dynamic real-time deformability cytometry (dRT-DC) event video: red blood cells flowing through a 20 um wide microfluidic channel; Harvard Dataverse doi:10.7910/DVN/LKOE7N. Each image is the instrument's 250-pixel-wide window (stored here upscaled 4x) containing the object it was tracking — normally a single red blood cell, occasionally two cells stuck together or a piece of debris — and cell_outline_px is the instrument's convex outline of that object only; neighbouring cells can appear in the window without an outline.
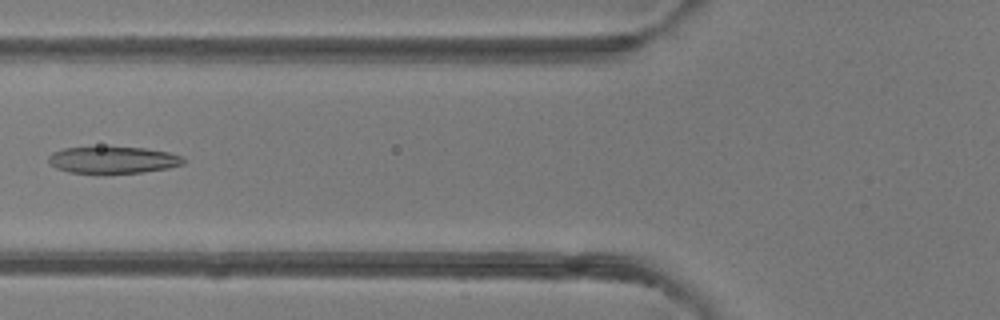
{"species": "common noctule bat (a hibernating species)", "species_latin": "Nyctalus noctula", "temperature_condition": "room temperature", "stored_images_in_passage": 6, "camera_frame_rate_fps": 3000, "um_per_image_px": 0.085, "animal": {"sex": "female"}, "frame": {"image": 1, "passage_image": 5, "time_ms": 5.667, "image_size_px": [1000, 320], "cell_outline_px": [[184, 164], [168, 168], [140, 172], [100, 176], [68, 172], [56, 168], [48, 164], [48, 156], [52, 152], [64, 148], [144, 148], [168, 152], [184, 156]], "centroid_in_image_um": [9.56, 13.65], "position_along_channel_um": 116.2, "area_um2": 21.62}}
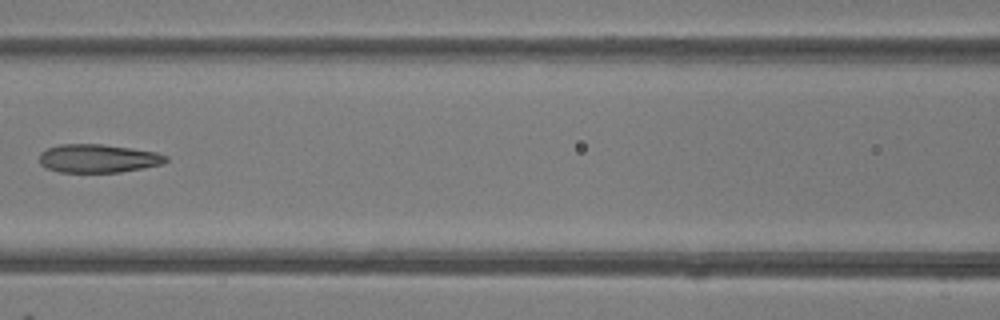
{"frame": {"image": 2, "passage_image": 6, "time_ms": 6.667, "image_size_px": [1000, 320], "cell_outline_px": [[168, 160], [164, 164], [144, 168], [120, 172], [60, 172], [44, 168], [40, 164], [40, 152], [48, 148], [60, 144], [100, 144], [156, 152], [168, 156]], "centroid_in_image_um": [8.34, 13.47], "position_along_channel_um": 158.3, "area_um2": 20.98}}